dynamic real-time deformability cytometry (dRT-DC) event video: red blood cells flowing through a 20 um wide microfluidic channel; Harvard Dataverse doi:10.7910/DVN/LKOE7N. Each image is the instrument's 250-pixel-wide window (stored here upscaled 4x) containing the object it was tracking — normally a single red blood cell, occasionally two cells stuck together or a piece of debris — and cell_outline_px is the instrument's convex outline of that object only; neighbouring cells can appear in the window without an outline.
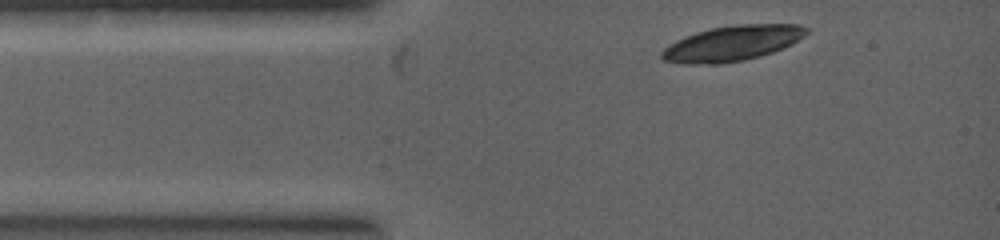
{"species": "common noctule bat (a hibernating species)", "species_latin": "Nyctalus noctula", "temperature_condition": "warm", "stored_images_in_passage": 4, "camera_frame_rate_fps": 5000, "um_per_image_px": 0.085, "animal": {"sex": "female", "body_mass_g": 19.0, "forearm_length_mm": 53.3}, "frame": {"image": 1, "passage_image": 1, "time_ms": 0.0, "image_size_px": [1000, 240], "cell_outline_px": [[808, 32], [804, 36], [792, 44], [772, 52], [744, 60], [720, 64], [684, 64], [664, 60], [660, 56], [660, 52], [668, 44], [684, 36], [696, 32], [712, 28], [736, 24], [796, 24], [808, 28]], "centroid_in_image_um": [62.21, 3.68], "position_along_channel_um": 22.8, "area_um2": 29.77}}